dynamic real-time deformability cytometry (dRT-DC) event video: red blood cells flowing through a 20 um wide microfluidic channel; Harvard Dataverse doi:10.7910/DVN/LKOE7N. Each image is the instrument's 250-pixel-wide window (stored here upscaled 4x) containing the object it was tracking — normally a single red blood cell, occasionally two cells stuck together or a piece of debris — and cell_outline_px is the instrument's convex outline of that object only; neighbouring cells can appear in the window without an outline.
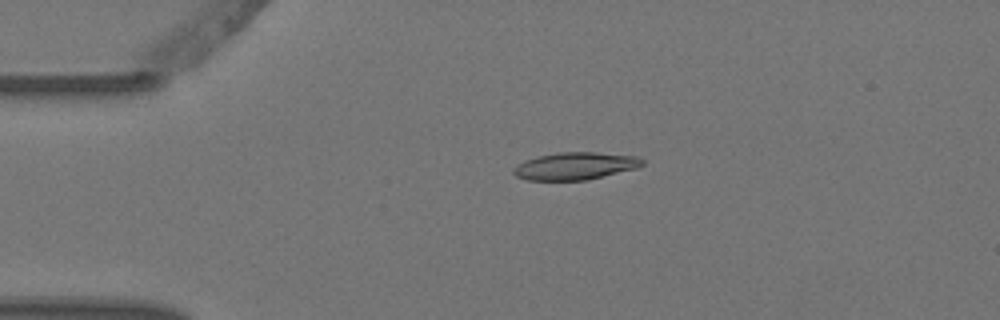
{"species": "Egyptian fruit bat (a non-hibernating species)", "species_latin": "Rousettus aegyptiacus", "temperature_condition": "warm", "stored_images_in_passage": 5, "camera_frame_rate_fps": 3000, "um_per_image_px": 0.085, "animal": {"sex": "female"}, "frame": {"image": 1, "passage_image": 4, "time_ms": 1.0, "image_size_px": [1000, 320], "cell_outline_px": [[644, 164], [636, 168], [588, 180], [528, 180], [516, 176], [512, 172], [512, 168], [516, 164], [524, 160], [536, 156], [560, 152], [596, 152], [640, 156], [644, 160]], "centroid_in_image_um": [48.88, 14.1], "position_along_channel_um": 36.1, "area_um2": 20.81}}